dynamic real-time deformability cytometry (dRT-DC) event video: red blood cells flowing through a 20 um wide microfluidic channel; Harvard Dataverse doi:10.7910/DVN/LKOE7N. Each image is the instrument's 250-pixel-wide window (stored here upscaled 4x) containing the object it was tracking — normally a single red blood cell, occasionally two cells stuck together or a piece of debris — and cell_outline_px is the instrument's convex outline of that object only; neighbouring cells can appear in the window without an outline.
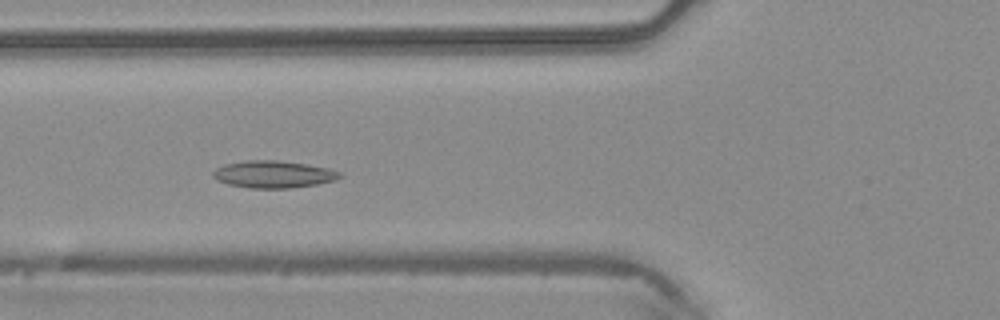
{"species": "common noctule bat (a hibernating species)", "species_latin": "Nyctalus noctula", "temperature_condition": "warm", "stored_images_in_passage": 38, "camera_frame_rate_fps": 3000, "um_per_image_px": 0.085, "animal": {"sex": "male", "body_mass_g": 20.4}, "frame": {"image": 1, "passage_image": 9, "time_ms": 2.667, "image_size_px": [1000, 320], "cell_outline_px": [[344, 176], [336, 180], [316, 184], [288, 188], [248, 188], [228, 184], [216, 180], [212, 176], [212, 172], [216, 168], [224, 164], [244, 160], [276, 160], [304, 164], [328, 168], [340, 172]], "centroid_in_image_um": [23.21, 14.81], "position_along_channel_um": 102.6, "area_um2": 20.11}}
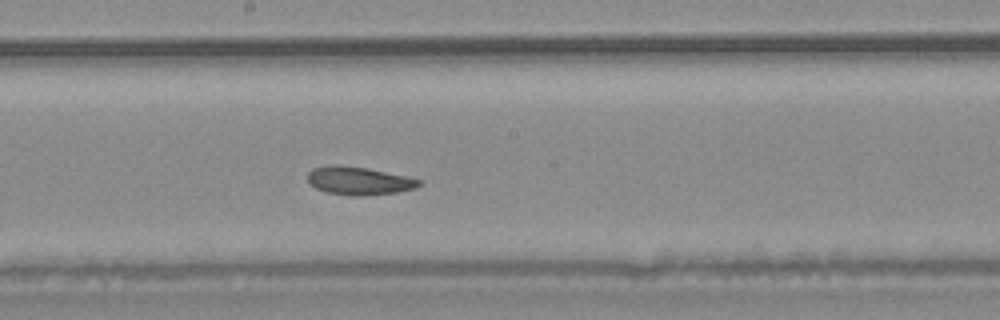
{"frame": {"image": 2, "passage_image": 17, "time_ms": 5.333, "image_size_px": [1000, 320], "cell_outline_px": [[420, 184], [416, 188], [396, 192], [364, 196], [352, 196], [328, 192], [316, 188], [308, 184], [308, 172], [312, 168], [332, 164], [340, 164], [368, 168], [404, 176], [420, 180]], "centroid_in_image_um": [30.44, 15.36], "position_along_channel_um": 217.8, "area_um2": 18.26}}
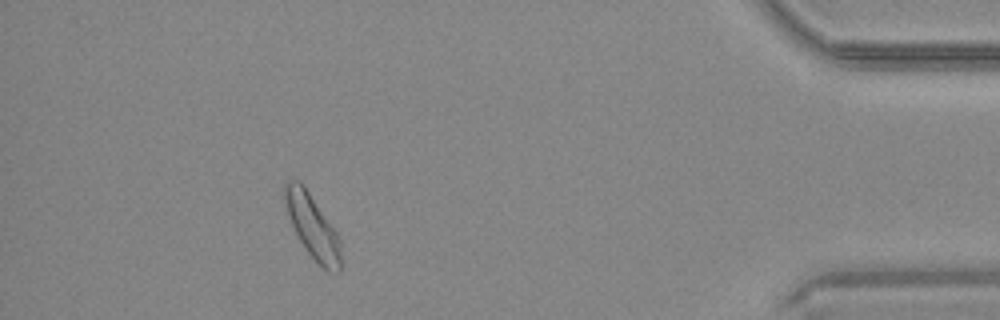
{"frame": {"image": 3, "passage_image": 34, "time_ms": 11.0, "image_size_px": [1000, 320], "cell_outline_px": [[340, 272], [328, 272], [316, 264], [300, 240], [288, 216], [284, 204], [284, 180], [300, 180], [336, 232], [340, 240]], "centroid_in_image_um": [26.54, 19.26], "position_along_channel_um": 408.7, "area_um2": 20.58}}